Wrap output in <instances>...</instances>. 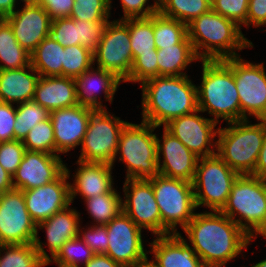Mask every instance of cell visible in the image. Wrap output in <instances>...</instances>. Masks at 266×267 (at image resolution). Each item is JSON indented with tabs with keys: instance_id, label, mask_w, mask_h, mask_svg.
Instances as JSON below:
<instances>
[{
	"instance_id": "1",
	"label": "cell",
	"mask_w": 266,
	"mask_h": 267,
	"mask_svg": "<svg viewBox=\"0 0 266 267\" xmlns=\"http://www.w3.org/2000/svg\"><path fill=\"white\" fill-rule=\"evenodd\" d=\"M206 267H222L253 239L221 211L195 213L183 229Z\"/></svg>"
},
{
	"instance_id": "2",
	"label": "cell",
	"mask_w": 266,
	"mask_h": 267,
	"mask_svg": "<svg viewBox=\"0 0 266 267\" xmlns=\"http://www.w3.org/2000/svg\"><path fill=\"white\" fill-rule=\"evenodd\" d=\"M142 121L156 127L198 110L197 87L183 76H157L144 81Z\"/></svg>"
},
{
	"instance_id": "3",
	"label": "cell",
	"mask_w": 266,
	"mask_h": 267,
	"mask_svg": "<svg viewBox=\"0 0 266 267\" xmlns=\"http://www.w3.org/2000/svg\"><path fill=\"white\" fill-rule=\"evenodd\" d=\"M240 29L212 9L187 24L188 39L200 61L239 57L235 50L253 47Z\"/></svg>"
},
{
	"instance_id": "4",
	"label": "cell",
	"mask_w": 266,
	"mask_h": 267,
	"mask_svg": "<svg viewBox=\"0 0 266 267\" xmlns=\"http://www.w3.org/2000/svg\"><path fill=\"white\" fill-rule=\"evenodd\" d=\"M197 87V105L219 123L241 121V108L232 68L224 60H202V83Z\"/></svg>"
},
{
	"instance_id": "5",
	"label": "cell",
	"mask_w": 266,
	"mask_h": 267,
	"mask_svg": "<svg viewBox=\"0 0 266 267\" xmlns=\"http://www.w3.org/2000/svg\"><path fill=\"white\" fill-rule=\"evenodd\" d=\"M249 124L248 119L218 128L216 154L239 175H252L262 148L264 120Z\"/></svg>"
},
{
	"instance_id": "6",
	"label": "cell",
	"mask_w": 266,
	"mask_h": 267,
	"mask_svg": "<svg viewBox=\"0 0 266 267\" xmlns=\"http://www.w3.org/2000/svg\"><path fill=\"white\" fill-rule=\"evenodd\" d=\"M221 212L252 239L261 235L266 230V179L239 175Z\"/></svg>"
},
{
	"instance_id": "7",
	"label": "cell",
	"mask_w": 266,
	"mask_h": 267,
	"mask_svg": "<svg viewBox=\"0 0 266 267\" xmlns=\"http://www.w3.org/2000/svg\"><path fill=\"white\" fill-rule=\"evenodd\" d=\"M159 127L144 121L141 124L127 123L122 129L118 149L119 161L127 166L126 179H149L159 174L156 134Z\"/></svg>"
},
{
	"instance_id": "8",
	"label": "cell",
	"mask_w": 266,
	"mask_h": 267,
	"mask_svg": "<svg viewBox=\"0 0 266 267\" xmlns=\"http://www.w3.org/2000/svg\"><path fill=\"white\" fill-rule=\"evenodd\" d=\"M161 215V236L179 234L195 215L193 184L184 180L156 175L149 178Z\"/></svg>"
},
{
	"instance_id": "9",
	"label": "cell",
	"mask_w": 266,
	"mask_h": 267,
	"mask_svg": "<svg viewBox=\"0 0 266 267\" xmlns=\"http://www.w3.org/2000/svg\"><path fill=\"white\" fill-rule=\"evenodd\" d=\"M238 176L217 154L200 157L192 182L196 208L221 211Z\"/></svg>"
},
{
	"instance_id": "10",
	"label": "cell",
	"mask_w": 266,
	"mask_h": 267,
	"mask_svg": "<svg viewBox=\"0 0 266 267\" xmlns=\"http://www.w3.org/2000/svg\"><path fill=\"white\" fill-rule=\"evenodd\" d=\"M106 110L102 108L89 111L87 130L78 160L114 165L119 136L128 122L109 115Z\"/></svg>"
},
{
	"instance_id": "11",
	"label": "cell",
	"mask_w": 266,
	"mask_h": 267,
	"mask_svg": "<svg viewBox=\"0 0 266 267\" xmlns=\"http://www.w3.org/2000/svg\"><path fill=\"white\" fill-rule=\"evenodd\" d=\"M232 68L238 90L241 120L255 116L266 120V73L263 63L253 64L239 57L224 59ZM248 113V114H247Z\"/></svg>"
},
{
	"instance_id": "12",
	"label": "cell",
	"mask_w": 266,
	"mask_h": 267,
	"mask_svg": "<svg viewBox=\"0 0 266 267\" xmlns=\"http://www.w3.org/2000/svg\"><path fill=\"white\" fill-rule=\"evenodd\" d=\"M97 67L129 82L133 64L129 28L122 20L108 21L97 50L93 53Z\"/></svg>"
},
{
	"instance_id": "13",
	"label": "cell",
	"mask_w": 266,
	"mask_h": 267,
	"mask_svg": "<svg viewBox=\"0 0 266 267\" xmlns=\"http://www.w3.org/2000/svg\"><path fill=\"white\" fill-rule=\"evenodd\" d=\"M36 234L23 191L12 188L0 194V245L34 243Z\"/></svg>"
},
{
	"instance_id": "14",
	"label": "cell",
	"mask_w": 266,
	"mask_h": 267,
	"mask_svg": "<svg viewBox=\"0 0 266 267\" xmlns=\"http://www.w3.org/2000/svg\"><path fill=\"white\" fill-rule=\"evenodd\" d=\"M108 249L105 253L124 267H133L148 258L142 229L121 211L107 225Z\"/></svg>"
},
{
	"instance_id": "15",
	"label": "cell",
	"mask_w": 266,
	"mask_h": 267,
	"mask_svg": "<svg viewBox=\"0 0 266 267\" xmlns=\"http://www.w3.org/2000/svg\"><path fill=\"white\" fill-rule=\"evenodd\" d=\"M123 192L122 207L128 217L141 229L161 236V215L152 182L149 179H126Z\"/></svg>"
},
{
	"instance_id": "16",
	"label": "cell",
	"mask_w": 266,
	"mask_h": 267,
	"mask_svg": "<svg viewBox=\"0 0 266 267\" xmlns=\"http://www.w3.org/2000/svg\"><path fill=\"white\" fill-rule=\"evenodd\" d=\"M199 112L198 109L191 114L174 118L164 128L200 158L216 154L217 141L214 142V138L217 137L218 128L214 129L218 123L212 118L199 116Z\"/></svg>"
},
{
	"instance_id": "17",
	"label": "cell",
	"mask_w": 266,
	"mask_h": 267,
	"mask_svg": "<svg viewBox=\"0 0 266 267\" xmlns=\"http://www.w3.org/2000/svg\"><path fill=\"white\" fill-rule=\"evenodd\" d=\"M70 171H65L54 181L43 186L23 190L24 200L32 220L38 224L53 216L56 212L70 206Z\"/></svg>"
},
{
	"instance_id": "18",
	"label": "cell",
	"mask_w": 266,
	"mask_h": 267,
	"mask_svg": "<svg viewBox=\"0 0 266 267\" xmlns=\"http://www.w3.org/2000/svg\"><path fill=\"white\" fill-rule=\"evenodd\" d=\"M60 157V155L26 150L21 164L12 176L13 187L23 191L56 180L65 171L66 166Z\"/></svg>"
},
{
	"instance_id": "19",
	"label": "cell",
	"mask_w": 266,
	"mask_h": 267,
	"mask_svg": "<svg viewBox=\"0 0 266 267\" xmlns=\"http://www.w3.org/2000/svg\"><path fill=\"white\" fill-rule=\"evenodd\" d=\"M162 137L160 140L156 135L159 174L192 183L199 157L165 128ZM161 154L163 155L162 164Z\"/></svg>"
},
{
	"instance_id": "20",
	"label": "cell",
	"mask_w": 266,
	"mask_h": 267,
	"mask_svg": "<svg viewBox=\"0 0 266 267\" xmlns=\"http://www.w3.org/2000/svg\"><path fill=\"white\" fill-rule=\"evenodd\" d=\"M11 26L17 42L29 53L50 35L52 19L46 10L35 4H24L4 18Z\"/></svg>"
},
{
	"instance_id": "21",
	"label": "cell",
	"mask_w": 266,
	"mask_h": 267,
	"mask_svg": "<svg viewBox=\"0 0 266 267\" xmlns=\"http://www.w3.org/2000/svg\"><path fill=\"white\" fill-rule=\"evenodd\" d=\"M91 108L79 104L50 112L57 153H67L82 144Z\"/></svg>"
},
{
	"instance_id": "22",
	"label": "cell",
	"mask_w": 266,
	"mask_h": 267,
	"mask_svg": "<svg viewBox=\"0 0 266 267\" xmlns=\"http://www.w3.org/2000/svg\"><path fill=\"white\" fill-rule=\"evenodd\" d=\"M79 224V212L75 209H70L69 206L56 212L47 220L38 223L34 246L39 252L40 257L49 264V261L56 256L66 241L79 236V232H82V230L80 231ZM43 228L46 229L47 246L52 258L46 253L42 245L43 243L38 238V229Z\"/></svg>"
},
{
	"instance_id": "23",
	"label": "cell",
	"mask_w": 266,
	"mask_h": 267,
	"mask_svg": "<svg viewBox=\"0 0 266 267\" xmlns=\"http://www.w3.org/2000/svg\"><path fill=\"white\" fill-rule=\"evenodd\" d=\"M157 267H206L181 234L156 236L149 245Z\"/></svg>"
},
{
	"instance_id": "24",
	"label": "cell",
	"mask_w": 266,
	"mask_h": 267,
	"mask_svg": "<svg viewBox=\"0 0 266 267\" xmlns=\"http://www.w3.org/2000/svg\"><path fill=\"white\" fill-rule=\"evenodd\" d=\"M121 82L123 81L114 73L98 67L97 69L91 67L75 78L78 104L91 109H102L103 104L101 100L98 102L96 93L101 88L106 101L111 104Z\"/></svg>"
},
{
	"instance_id": "25",
	"label": "cell",
	"mask_w": 266,
	"mask_h": 267,
	"mask_svg": "<svg viewBox=\"0 0 266 267\" xmlns=\"http://www.w3.org/2000/svg\"><path fill=\"white\" fill-rule=\"evenodd\" d=\"M80 166L73 175L74 184L70 185L71 202L79 193L82 199L109 193L113 189L112 165L106 163L83 162L77 160Z\"/></svg>"
},
{
	"instance_id": "26",
	"label": "cell",
	"mask_w": 266,
	"mask_h": 267,
	"mask_svg": "<svg viewBox=\"0 0 266 267\" xmlns=\"http://www.w3.org/2000/svg\"><path fill=\"white\" fill-rule=\"evenodd\" d=\"M33 101L49 112L78 104L74 78L65 76H40Z\"/></svg>"
},
{
	"instance_id": "27",
	"label": "cell",
	"mask_w": 266,
	"mask_h": 267,
	"mask_svg": "<svg viewBox=\"0 0 266 267\" xmlns=\"http://www.w3.org/2000/svg\"><path fill=\"white\" fill-rule=\"evenodd\" d=\"M39 77L31 64L20 69L0 70V102L20 104L32 100Z\"/></svg>"
},
{
	"instance_id": "28",
	"label": "cell",
	"mask_w": 266,
	"mask_h": 267,
	"mask_svg": "<svg viewBox=\"0 0 266 267\" xmlns=\"http://www.w3.org/2000/svg\"><path fill=\"white\" fill-rule=\"evenodd\" d=\"M192 43H178L157 49L158 76H183V70L192 61H197Z\"/></svg>"
},
{
	"instance_id": "29",
	"label": "cell",
	"mask_w": 266,
	"mask_h": 267,
	"mask_svg": "<svg viewBox=\"0 0 266 267\" xmlns=\"http://www.w3.org/2000/svg\"><path fill=\"white\" fill-rule=\"evenodd\" d=\"M63 58L64 47L47 36L30 53V64L40 76H62Z\"/></svg>"
},
{
	"instance_id": "30",
	"label": "cell",
	"mask_w": 266,
	"mask_h": 267,
	"mask_svg": "<svg viewBox=\"0 0 266 267\" xmlns=\"http://www.w3.org/2000/svg\"><path fill=\"white\" fill-rule=\"evenodd\" d=\"M0 70L20 69L30 65V53L16 40L10 24L0 23Z\"/></svg>"
},
{
	"instance_id": "31",
	"label": "cell",
	"mask_w": 266,
	"mask_h": 267,
	"mask_svg": "<svg viewBox=\"0 0 266 267\" xmlns=\"http://www.w3.org/2000/svg\"><path fill=\"white\" fill-rule=\"evenodd\" d=\"M154 42L156 49L178 43H192L188 39L187 25L174 18L154 13Z\"/></svg>"
},
{
	"instance_id": "32",
	"label": "cell",
	"mask_w": 266,
	"mask_h": 267,
	"mask_svg": "<svg viewBox=\"0 0 266 267\" xmlns=\"http://www.w3.org/2000/svg\"><path fill=\"white\" fill-rule=\"evenodd\" d=\"M211 9V0H159V12L162 15L186 25Z\"/></svg>"
},
{
	"instance_id": "33",
	"label": "cell",
	"mask_w": 266,
	"mask_h": 267,
	"mask_svg": "<svg viewBox=\"0 0 266 267\" xmlns=\"http://www.w3.org/2000/svg\"><path fill=\"white\" fill-rule=\"evenodd\" d=\"M122 21L129 28L133 59L138 53H153V49H156L154 42V14L150 17L130 18Z\"/></svg>"
},
{
	"instance_id": "34",
	"label": "cell",
	"mask_w": 266,
	"mask_h": 267,
	"mask_svg": "<svg viewBox=\"0 0 266 267\" xmlns=\"http://www.w3.org/2000/svg\"><path fill=\"white\" fill-rule=\"evenodd\" d=\"M3 251L5 254L1 256ZM46 265L48 263L40 257L34 243L0 245V267H44Z\"/></svg>"
},
{
	"instance_id": "35",
	"label": "cell",
	"mask_w": 266,
	"mask_h": 267,
	"mask_svg": "<svg viewBox=\"0 0 266 267\" xmlns=\"http://www.w3.org/2000/svg\"><path fill=\"white\" fill-rule=\"evenodd\" d=\"M115 190L113 188L109 193L85 199L87 210L91 215L90 217L96 222V225H107L123 211V199Z\"/></svg>"
},
{
	"instance_id": "36",
	"label": "cell",
	"mask_w": 266,
	"mask_h": 267,
	"mask_svg": "<svg viewBox=\"0 0 266 267\" xmlns=\"http://www.w3.org/2000/svg\"><path fill=\"white\" fill-rule=\"evenodd\" d=\"M50 117V112L33 100L20 103L16 108L14 139L23 141L30 129Z\"/></svg>"
},
{
	"instance_id": "37",
	"label": "cell",
	"mask_w": 266,
	"mask_h": 267,
	"mask_svg": "<svg viewBox=\"0 0 266 267\" xmlns=\"http://www.w3.org/2000/svg\"><path fill=\"white\" fill-rule=\"evenodd\" d=\"M94 255L92 249L78 236L66 241L49 263L54 262L58 267H81V262L86 264Z\"/></svg>"
},
{
	"instance_id": "38",
	"label": "cell",
	"mask_w": 266,
	"mask_h": 267,
	"mask_svg": "<svg viewBox=\"0 0 266 267\" xmlns=\"http://www.w3.org/2000/svg\"><path fill=\"white\" fill-rule=\"evenodd\" d=\"M93 53L82 45H73L64 48L62 62V76L76 78L92 67Z\"/></svg>"
},
{
	"instance_id": "39",
	"label": "cell",
	"mask_w": 266,
	"mask_h": 267,
	"mask_svg": "<svg viewBox=\"0 0 266 267\" xmlns=\"http://www.w3.org/2000/svg\"><path fill=\"white\" fill-rule=\"evenodd\" d=\"M27 151L56 155L54 130L50 117L36 124L22 141Z\"/></svg>"
},
{
	"instance_id": "40",
	"label": "cell",
	"mask_w": 266,
	"mask_h": 267,
	"mask_svg": "<svg viewBox=\"0 0 266 267\" xmlns=\"http://www.w3.org/2000/svg\"><path fill=\"white\" fill-rule=\"evenodd\" d=\"M111 0H74L71 19L91 22H108Z\"/></svg>"
},
{
	"instance_id": "41",
	"label": "cell",
	"mask_w": 266,
	"mask_h": 267,
	"mask_svg": "<svg viewBox=\"0 0 266 267\" xmlns=\"http://www.w3.org/2000/svg\"><path fill=\"white\" fill-rule=\"evenodd\" d=\"M158 76L157 49L153 53H138L133 59V64L129 74V82H140Z\"/></svg>"
},
{
	"instance_id": "42",
	"label": "cell",
	"mask_w": 266,
	"mask_h": 267,
	"mask_svg": "<svg viewBox=\"0 0 266 267\" xmlns=\"http://www.w3.org/2000/svg\"><path fill=\"white\" fill-rule=\"evenodd\" d=\"M49 36L64 48L79 45L78 24L70 17L53 19Z\"/></svg>"
},
{
	"instance_id": "43",
	"label": "cell",
	"mask_w": 266,
	"mask_h": 267,
	"mask_svg": "<svg viewBox=\"0 0 266 267\" xmlns=\"http://www.w3.org/2000/svg\"><path fill=\"white\" fill-rule=\"evenodd\" d=\"M249 0H211L212 10L232 20L238 26H246Z\"/></svg>"
},
{
	"instance_id": "44",
	"label": "cell",
	"mask_w": 266,
	"mask_h": 267,
	"mask_svg": "<svg viewBox=\"0 0 266 267\" xmlns=\"http://www.w3.org/2000/svg\"><path fill=\"white\" fill-rule=\"evenodd\" d=\"M78 24L79 45L94 53L102 38L107 22H91L74 19Z\"/></svg>"
},
{
	"instance_id": "45",
	"label": "cell",
	"mask_w": 266,
	"mask_h": 267,
	"mask_svg": "<svg viewBox=\"0 0 266 267\" xmlns=\"http://www.w3.org/2000/svg\"><path fill=\"white\" fill-rule=\"evenodd\" d=\"M25 151V146L20 140L14 139L0 143V164L11 176L21 164Z\"/></svg>"
},
{
	"instance_id": "46",
	"label": "cell",
	"mask_w": 266,
	"mask_h": 267,
	"mask_svg": "<svg viewBox=\"0 0 266 267\" xmlns=\"http://www.w3.org/2000/svg\"><path fill=\"white\" fill-rule=\"evenodd\" d=\"M80 238L92 249L95 254H105L108 249V235L106 225H94L87 231L79 232Z\"/></svg>"
},
{
	"instance_id": "47",
	"label": "cell",
	"mask_w": 266,
	"mask_h": 267,
	"mask_svg": "<svg viewBox=\"0 0 266 267\" xmlns=\"http://www.w3.org/2000/svg\"><path fill=\"white\" fill-rule=\"evenodd\" d=\"M147 1L148 0H121L124 17L120 18V20L150 17L154 13H157L159 11V0H155L154 4L148 5L145 8Z\"/></svg>"
},
{
	"instance_id": "48",
	"label": "cell",
	"mask_w": 266,
	"mask_h": 267,
	"mask_svg": "<svg viewBox=\"0 0 266 267\" xmlns=\"http://www.w3.org/2000/svg\"><path fill=\"white\" fill-rule=\"evenodd\" d=\"M16 108L13 104L0 102V143L14 140Z\"/></svg>"
},
{
	"instance_id": "49",
	"label": "cell",
	"mask_w": 266,
	"mask_h": 267,
	"mask_svg": "<svg viewBox=\"0 0 266 267\" xmlns=\"http://www.w3.org/2000/svg\"><path fill=\"white\" fill-rule=\"evenodd\" d=\"M36 4L42 6L53 20L70 17L74 0H37Z\"/></svg>"
},
{
	"instance_id": "50",
	"label": "cell",
	"mask_w": 266,
	"mask_h": 267,
	"mask_svg": "<svg viewBox=\"0 0 266 267\" xmlns=\"http://www.w3.org/2000/svg\"><path fill=\"white\" fill-rule=\"evenodd\" d=\"M254 27L266 25V0H249L246 26Z\"/></svg>"
},
{
	"instance_id": "51",
	"label": "cell",
	"mask_w": 266,
	"mask_h": 267,
	"mask_svg": "<svg viewBox=\"0 0 266 267\" xmlns=\"http://www.w3.org/2000/svg\"><path fill=\"white\" fill-rule=\"evenodd\" d=\"M252 175L266 179V120H264V138L262 148Z\"/></svg>"
},
{
	"instance_id": "52",
	"label": "cell",
	"mask_w": 266,
	"mask_h": 267,
	"mask_svg": "<svg viewBox=\"0 0 266 267\" xmlns=\"http://www.w3.org/2000/svg\"><path fill=\"white\" fill-rule=\"evenodd\" d=\"M84 267H124L106 254H95Z\"/></svg>"
},
{
	"instance_id": "53",
	"label": "cell",
	"mask_w": 266,
	"mask_h": 267,
	"mask_svg": "<svg viewBox=\"0 0 266 267\" xmlns=\"http://www.w3.org/2000/svg\"><path fill=\"white\" fill-rule=\"evenodd\" d=\"M13 187L12 176L0 164V194L11 190Z\"/></svg>"
},
{
	"instance_id": "54",
	"label": "cell",
	"mask_w": 266,
	"mask_h": 267,
	"mask_svg": "<svg viewBox=\"0 0 266 267\" xmlns=\"http://www.w3.org/2000/svg\"><path fill=\"white\" fill-rule=\"evenodd\" d=\"M16 0H0V15L3 18L11 15L15 11Z\"/></svg>"
},
{
	"instance_id": "55",
	"label": "cell",
	"mask_w": 266,
	"mask_h": 267,
	"mask_svg": "<svg viewBox=\"0 0 266 267\" xmlns=\"http://www.w3.org/2000/svg\"><path fill=\"white\" fill-rule=\"evenodd\" d=\"M133 267H157V266L152 261H149L147 258L144 261L139 262L138 264H136Z\"/></svg>"
},
{
	"instance_id": "56",
	"label": "cell",
	"mask_w": 266,
	"mask_h": 267,
	"mask_svg": "<svg viewBox=\"0 0 266 267\" xmlns=\"http://www.w3.org/2000/svg\"><path fill=\"white\" fill-rule=\"evenodd\" d=\"M252 267H266V259L253 265Z\"/></svg>"
},
{
	"instance_id": "57",
	"label": "cell",
	"mask_w": 266,
	"mask_h": 267,
	"mask_svg": "<svg viewBox=\"0 0 266 267\" xmlns=\"http://www.w3.org/2000/svg\"><path fill=\"white\" fill-rule=\"evenodd\" d=\"M21 1L24 2V4H35L37 2V0H21Z\"/></svg>"
},
{
	"instance_id": "58",
	"label": "cell",
	"mask_w": 266,
	"mask_h": 267,
	"mask_svg": "<svg viewBox=\"0 0 266 267\" xmlns=\"http://www.w3.org/2000/svg\"><path fill=\"white\" fill-rule=\"evenodd\" d=\"M261 235L266 238V230Z\"/></svg>"
},
{
	"instance_id": "59",
	"label": "cell",
	"mask_w": 266,
	"mask_h": 267,
	"mask_svg": "<svg viewBox=\"0 0 266 267\" xmlns=\"http://www.w3.org/2000/svg\"><path fill=\"white\" fill-rule=\"evenodd\" d=\"M4 18L0 15V23H1V21L3 20Z\"/></svg>"
}]
</instances>
